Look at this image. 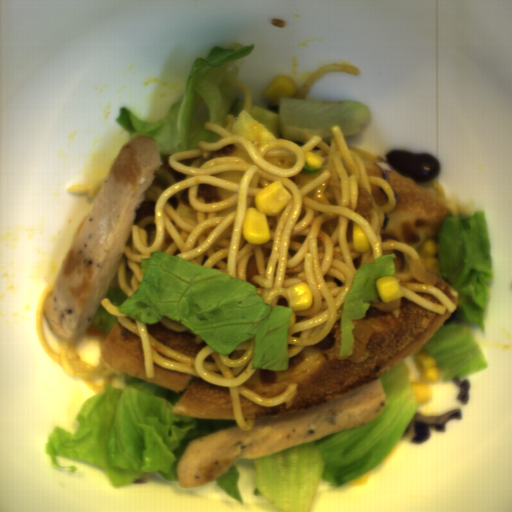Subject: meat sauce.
Returning a JSON list of instances; mask_svg holds the SVG:
<instances>
[{
  "label": "meat sauce",
  "mask_w": 512,
  "mask_h": 512,
  "mask_svg": "<svg viewBox=\"0 0 512 512\" xmlns=\"http://www.w3.org/2000/svg\"><path fill=\"white\" fill-rule=\"evenodd\" d=\"M374 204L369 194L368 188L359 187L357 208L360 213H367L372 210Z\"/></svg>",
  "instance_id": "452cab56"
}]
</instances>
